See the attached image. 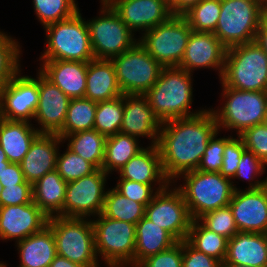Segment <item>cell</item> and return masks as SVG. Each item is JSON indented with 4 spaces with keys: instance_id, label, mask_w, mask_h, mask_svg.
I'll return each instance as SVG.
<instances>
[{
    "instance_id": "26",
    "label": "cell",
    "mask_w": 267,
    "mask_h": 267,
    "mask_svg": "<svg viewBox=\"0 0 267 267\" xmlns=\"http://www.w3.org/2000/svg\"><path fill=\"white\" fill-rule=\"evenodd\" d=\"M15 246L19 254L18 267H49L57 256L54 234L49 225L17 241Z\"/></svg>"
},
{
    "instance_id": "31",
    "label": "cell",
    "mask_w": 267,
    "mask_h": 267,
    "mask_svg": "<svg viewBox=\"0 0 267 267\" xmlns=\"http://www.w3.org/2000/svg\"><path fill=\"white\" fill-rule=\"evenodd\" d=\"M132 135L117 133L109 136L105 143V155L101 169L108 175L118 172L144 146Z\"/></svg>"
},
{
    "instance_id": "62",
    "label": "cell",
    "mask_w": 267,
    "mask_h": 267,
    "mask_svg": "<svg viewBox=\"0 0 267 267\" xmlns=\"http://www.w3.org/2000/svg\"><path fill=\"white\" fill-rule=\"evenodd\" d=\"M2 190H3V186L0 183V194H1Z\"/></svg>"
},
{
    "instance_id": "58",
    "label": "cell",
    "mask_w": 267,
    "mask_h": 267,
    "mask_svg": "<svg viewBox=\"0 0 267 267\" xmlns=\"http://www.w3.org/2000/svg\"><path fill=\"white\" fill-rule=\"evenodd\" d=\"M263 125L267 128V113H266V116L264 118Z\"/></svg>"
},
{
    "instance_id": "36",
    "label": "cell",
    "mask_w": 267,
    "mask_h": 267,
    "mask_svg": "<svg viewBox=\"0 0 267 267\" xmlns=\"http://www.w3.org/2000/svg\"><path fill=\"white\" fill-rule=\"evenodd\" d=\"M124 115L123 95L114 99L97 102L94 129L109 137L120 133Z\"/></svg>"
},
{
    "instance_id": "34",
    "label": "cell",
    "mask_w": 267,
    "mask_h": 267,
    "mask_svg": "<svg viewBox=\"0 0 267 267\" xmlns=\"http://www.w3.org/2000/svg\"><path fill=\"white\" fill-rule=\"evenodd\" d=\"M97 102L85 97L70 100L66 120L57 135L63 139L66 135L94 129Z\"/></svg>"
},
{
    "instance_id": "24",
    "label": "cell",
    "mask_w": 267,
    "mask_h": 267,
    "mask_svg": "<svg viewBox=\"0 0 267 267\" xmlns=\"http://www.w3.org/2000/svg\"><path fill=\"white\" fill-rule=\"evenodd\" d=\"M222 264L267 267V234L238 231L228 240Z\"/></svg>"
},
{
    "instance_id": "46",
    "label": "cell",
    "mask_w": 267,
    "mask_h": 267,
    "mask_svg": "<svg viewBox=\"0 0 267 267\" xmlns=\"http://www.w3.org/2000/svg\"><path fill=\"white\" fill-rule=\"evenodd\" d=\"M239 137L244 147L267 165V128L263 124H258L243 131Z\"/></svg>"
},
{
    "instance_id": "30",
    "label": "cell",
    "mask_w": 267,
    "mask_h": 267,
    "mask_svg": "<svg viewBox=\"0 0 267 267\" xmlns=\"http://www.w3.org/2000/svg\"><path fill=\"white\" fill-rule=\"evenodd\" d=\"M134 266L149 256L169 249L178 241L165 229L145 216L136 224Z\"/></svg>"
},
{
    "instance_id": "22",
    "label": "cell",
    "mask_w": 267,
    "mask_h": 267,
    "mask_svg": "<svg viewBox=\"0 0 267 267\" xmlns=\"http://www.w3.org/2000/svg\"><path fill=\"white\" fill-rule=\"evenodd\" d=\"M63 144V145H62ZM63 140L57 134L40 133L20 162L25 180L32 185L46 173L56 169L57 155Z\"/></svg>"
},
{
    "instance_id": "41",
    "label": "cell",
    "mask_w": 267,
    "mask_h": 267,
    "mask_svg": "<svg viewBox=\"0 0 267 267\" xmlns=\"http://www.w3.org/2000/svg\"><path fill=\"white\" fill-rule=\"evenodd\" d=\"M65 150V151H64ZM59 150L57 155L56 170L66 182L77 180L86 175L92 174L96 168L68 147Z\"/></svg>"
},
{
    "instance_id": "15",
    "label": "cell",
    "mask_w": 267,
    "mask_h": 267,
    "mask_svg": "<svg viewBox=\"0 0 267 267\" xmlns=\"http://www.w3.org/2000/svg\"><path fill=\"white\" fill-rule=\"evenodd\" d=\"M22 70L0 89V118L32 123L39 101V70L36 78Z\"/></svg>"
},
{
    "instance_id": "17",
    "label": "cell",
    "mask_w": 267,
    "mask_h": 267,
    "mask_svg": "<svg viewBox=\"0 0 267 267\" xmlns=\"http://www.w3.org/2000/svg\"><path fill=\"white\" fill-rule=\"evenodd\" d=\"M227 48L213 33L192 31L183 59L178 67L193 74L196 70L213 69L219 80L224 71Z\"/></svg>"
},
{
    "instance_id": "50",
    "label": "cell",
    "mask_w": 267,
    "mask_h": 267,
    "mask_svg": "<svg viewBox=\"0 0 267 267\" xmlns=\"http://www.w3.org/2000/svg\"><path fill=\"white\" fill-rule=\"evenodd\" d=\"M0 183L3 188L5 186H15L18 184H31L25 180L20 163L12 162H10L6 169H4L0 177Z\"/></svg>"
},
{
    "instance_id": "9",
    "label": "cell",
    "mask_w": 267,
    "mask_h": 267,
    "mask_svg": "<svg viewBox=\"0 0 267 267\" xmlns=\"http://www.w3.org/2000/svg\"><path fill=\"white\" fill-rule=\"evenodd\" d=\"M95 251L103 266H134L136 224L107 218L102 214L91 218Z\"/></svg>"
},
{
    "instance_id": "59",
    "label": "cell",
    "mask_w": 267,
    "mask_h": 267,
    "mask_svg": "<svg viewBox=\"0 0 267 267\" xmlns=\"http://www.w3.org/2000/svg\"><path fill=\"white\" fill-rule=\"evenodd\" d=\"M8 265L2 260L0 261V267H7Z\"/></svg>"
},
{
    "instance_id": "5",
    "label": "cell",
    "mask_w": 267,
    "mask_h": 267,
    "mask_svg": "<svg viewBox=\"0 0 267 267\" xmlns=\"http://www.w3.org/2000/svg\"><path fill=\"white\" fill-rule=\"evenodd\" d=\"M80 8L72 17L46 26L45 48L39 60L89 62L95 59Z\"/></svg>"
},
{
    "instance_id": "8",
    "label": "cell",
    "mask_w": 267,
    "mask_h": 267,
    "mask_svg": "<svg viewBox=\"0 0 267 267\" xmlns=\"http://www.w3.org/2000/svg\"><path fill=\"white\" fill-rule=\"evenodd\" d=\"M48 225L54 234L57 255L84 267H102L95 251L91 218L53 216Z\"/></svg>"
},
{
    "instance_id": "55",
    "label": "cell",
    "mask_w": 267,
    "mask_h": 267,
    "mask_svg": "<svg viewBox=\"0 0 267 267\" xmlns=\"http://www.w3.org/2000/svg\"><path fill=\"white\" fill-rule=\"evenodd\" d=\"M10 162H2V164H0V177L4 171V169H6L7 165L9 164Z\"/></svg>"
},
{
    "instance_id": "38",
    "label": "cell",
    "mask_w": 267,
    "mask_h": 267,
    "mask_svg": "<svg viewBox=\"0 0 267 267\" xmlns=\"http://www.w3.org/2000/svg\"><path fill=\"white\" fill-rule=\"evenodd\" d=\"M221 12V0H201L182 16L192 31L214 33Z\"/></svg>"
},
{
    "instance_id": "23",
    "label": "cell",
    "mask_w": 267,
    "mask_h": 267,
    "mask_svg": "<svg viewBox=\"0 0 267 267\" xmlns=\"http://www.w3.org/2000/svg\"><path fill=\"white\" fill-rule=\"evenodd\" d=\"M39 71L70 99L85 97L88 62L38 60Z\"/></svg>"
},
{
    "instance_id": "28",
    "label": "cell",
    "mask_w": 267,
    "mask_h": 267,
    "mask_svg": "<svg viewBox=\"0 0 267 267\" xmlns=\"http://www.w3.org/2000/svg\"><path fill=\"white\" fill-rule=\"evenodd\" d=\"M33 125L0 118V146L9 162L20 163L29 151L31 143L40 134Z\"/></svg>"
},
{
    "instance_id": "21",
    "label": "cell",
    "mask_w": 267,
    "mask_h": 267,
    "mask_svg": "<svg viewBox=\"0 0 267 267\" xmlns=\"http://www.w3.org/2000/svg\"><path fill=\"white\" fill-rule=\"evenodd\" d=\"M124 115L120 133L149 139L148 145H157L162 123L155 116L145 95L123 94Z\"/></svg>"
},
{
    "instance_id": "7",
    "label": "cell",
    "mask_w": 267,
    "mask_h": 267,
    "mask_svg": "<svg viewBox=\"0 0 267 267\" xmlns=\"http://www.w3.org/2000/svg\"><path fill=\"white\" fill-rule=\"evenodd\" d=\"M266 15L267 5L262 0H221L213 34L226 48L253 42Z\"/></svg>"
},
{
    "instance_id": "18",
    "label": "cell",
    "mask_w": 267,
    "mask_h": 267,
    "mask_svg": "<svg viewBox=\"0 0 267 267\" xmlns=\"http://www.w3.org/2000/svg\"><path fill=\"white\" fill-rule=\"evenodd\" d=\"M49 217L34 203L0 206V240H23L48 225Z\"/></svg>"
},
{
    "instance_id": "37",
    "label": "cell",
    "mask_w": 267,
    "mask_h": 267,
    "mask_svg": "<svg viewBox=\"0 0 267 267\" xmlns=\"http://www.w3.org/2000/svg\"><path fill=\"white\" fill-rule=\"evenodd\" d=\"M265 168L267 169V165L261 159L252 151L245 149L242 153L237 171L231 179L234 190H242V188L237 187L236 183L244 180H246V183L249 182L246 190H257L266 186V177H261V175L267 172ZM236 179L239 180L236 181Z\"/></svg>"
},
{
    "instance_id": "27",
    "label": "cell",
    "mask_w": 267,
    "mask_h": 267,
    "mask_svg": "<svg viewBox=\"0 0 267 267\" xmlns=\"http://www.w3.org/2000/svg\"><path fill=\"white\" fill-rule=\"evenodd\" d=\"M85 98L105 101L123 95L111 60L94 59L88 62Z\"/></svg>"
},
{
    "instance_id": "32",
    "label": "cell",
    "mask_w": 267,
    "mask_h": 267,
    "mask_svg": "<svg viewBox=\"0 0 267 267\" xmlns=\"http://www.w3.org/2000/svg\"><path fill=\"white\" fill-rule=\"evenodd\" d=\"M106 139V136L91 129L66 135L62 140L71 151L90 162L96 169H101Z\"/></svg>"
},
{
    "instance_id": "43",
    "label": "cell",
    "mask_w": 267,
    "mask_h": 267,
    "mask_svg": "<svg viewBox=\"0 0 267 267\" xmlns=\"http://www.w3.org/2000/svg\"><path fill=\"white\" fill-rule=\"evenodd\" d=\"M115 189L128 199L142 203L145 207L152 201L153 196L168 185H148L132 180L116 177Z\"/></svg>"
},
{
    "instance_id": "48",
    "label": "cell",
    "mask_w": 267,
    "mask_h": 267,
    "mask_svg": "<svg viewBox=\"0 0 267 267\" xmlns=\"http://www.w3.org/2000/svg\"><path fill=\"white\" fill-rule=\"evenodd\" d=\"M33 202L32 184L5 186L0 194V206L21 205Z\"/></svg>"
},
{
    "instance_id": "47",
    "label": "cell",
    "mask_w": 267,
    "mask_h": 267,
    "mask_svg": "<svg viewBox=\"0 0 267 267\" xmlns=\"http://www.w3.org/2000/svg\"><path fill=\"white\" fill-rule=\"evenodd\" d=\"M182 257L183 241H178L169 249L147 257L137 267H182Z\"/></svg>"
},
{
    "instance_id": "54",
    "label": "cell",
    "mask_w": 267,
    "mask_h": 267,
    "mask_svg": "<svg viewBox=\"0 0 267 267\" xmlns=\"http://www.w3.org/2000/svg\"><path fill=\"white\" fill-rule=\"evenodd\" d=\"M2 162H9V161L7 159V156H6L5 152H4V150L0 146V164H2Z\"/></svg>"
},
{
    "instance_id": "11",
    "label": "cell",
    "mask_w": 267,
    "mask_h": 267,
    "mask_svg": "<svg viewBox=\"0 0 267 267\" xmlns=\"http://www.w3.org/2000/svg\"><path fill=\"white\" fill-rule=\"evenodd\" d=\"M111 61L123 94L145 95L163 69L139 41Z\"/></svg>"
},
{
    "instance_id": "51",
    "label": "cell",
    "mask_w": 267,
    "mask_h": 267,
    "mask_svg": "<svg viewBox=\"0 0 267 267\" xmlns=\"http://www.w3.org/2000/svg\"><path fill=\"white\" fill-rule=\"evenodd\" d=\"M173 15H183L201 0H168Z\"/></svg>"
},
{
    "instance_id": "33",
    "label": "cell",
    "mask_w": 267,
    "mask_h": 267,
    "mask_svg": "<svg viewBox=\"0 0 267 267\" xmlns=\"http://www.w3.org/2000/svg\"><path fill=\"white\" fill-rule=\"evenodd\" d=\"M101 214L107 218L137 224L145 216V206L111 187L107 190Z\"/></svg>"
},
{
    "instance_id": "6",
    "label": "cell",
    "mask_w": 267,
    "mask_h": 267,
    "mask_svg": "<svg viewBox=\"0 0 267 267\" xmlns=\"http://www.w3.org/2000/svg\"><path fill=\"white\" fill-rule=\"evenodd\" d=\"M220 81L245 91H267V55L255 42L227 48Z\"/></svg>"
},
{
    "instance_id": "2",
    "label": "cell",
    "mask_w": 267,
    "mask_h": 267,
    "mask_svg": "<svg viewBox=\"0 0 267 267\" xmlns=\"http://www.w3.org/2000/svg\"><path fill=\"white\" fill-rule=\"evenodd\" d=\"M194 74L178 66L163 67L153 87L145 94L149 106L161 123L202 113L192 109Z\"/></svg>"
},
{
    "instance_id": "35",
    "label": "cell",
    "mask_w": 267,
    "mask_h": 267,
    "mask_svg": "<svg viewBox=\"0 0 267 267\" xmlns=\"http://www.w3.org/2000/svg\"><path fill=\"white\" fill-rule=\"evenodd\" d=\"M186 241L196 250L221 261L225 260L228 239L192 220Z\"/></svg>"
},
{
    "instance_id": "44",
    "label": "cell",
    "mask_w": 267,
    "mask_h": 267,
    "mask_svg": "<svg viewBox=\"0 0 267 267\" xmlns=\"http://www.w3.org/2000/svg\"><path fill=\"white\" fill-rule=\"evenodd\" d=\"M221 131L217 130L208 141V146L202 156L197 170L203 172H220L223 153L225 150V135L218 137Z\"/></svg>"
},
{
    "instance_id": "45",
    "label": "cell",
    "mask_w": 267,
    "mask_h": 267,
    "mask_svg": "<svg viewBox=\"0 0 267 267\" xmlns=\"http://www.w3.org/2000/svg\"><path fill=\"white\" fill-rule=\"evenodd\" d=\"M244 147L243 141L239 136H225V150L223 153L222 168L220 173L229 179H232L237 171Z\"/></svg>"
},
{
    "instance_id": "56",
    "label": "cell",
    "mask_w": 267,
    "mask_h": 267,
    "mask_svg": "<svg viewBox=\"0 0 267 267\" xmlns=\"http://www.w3.org/2000/svg\"><path fill=\"white\" fill-rule=\"evenodd\" d=\"M222 267H249V266H243L241 264H222Z\"/></svg>"
},
{
    "instance_id": "13",
    "label": "cell",
    "mask_w": 267,
    "mask_h": 267,
    "mask_svg": "<svg viewBox=\"0 0 267 267\" xmlns=\"http://www.w3.org/2000/svg\"><path fill=\"white\" fill-rule=\"evenodd\" d=\"M108 177V178H107ZM109 175L102 169L67 182L63 217L92 218L101 214Z\"/></svg>"
},
{
    "instance_id": "60",
    "label": "cell",
    "mask_w": 267,
    "mask_h": 267,
    "mask_svg": "<svg viewBox=\"0 0 267 267\" xmlns=\"http://www.w3.org/2000/svg\"><path fill=\"white\" fill-rule=\"evenodd\" d=\"M110 0H100L99 3H108Z\"/></svg>"
},
{
    "instance_id": "57",
    "label": "cell",
    "mask_w": 267,
    "mask_h": 267,
    "mask_svg": "<svg viewBox=\"0 0 267 267\" xmlns=\"http://www.w3.org/2000/svg\"><path fill=\"white\" fill-rule=\"evenodd\" d=\"M8 33L5 32L4 30H1L0 28V41L7 35Z\"/></svg>"
},
{
    "instance_id": "12",
    "label": "cell",
    "mask_w": 267,
    "mask_h": 267,
    "mask_svg": "<svg viewBox=\"0 0 267 267\" xmlns=\"http://www.w3.org/2000/svg\"><path fill=\"white\" fill-rule=\"evenodd\" d=\"M191 32L190 25L182 15H172L164 23L138 37V41L163 67L179 66Z\"/></svg>"
},
{
    "instance_id": "10",
    "label": "cell",
    "mask_w": 267,
    "mask_h": 267,
    "mask_svg": "<svg viewBox=\"0 0 267 267\" xmlns=\"http://www.w3.org/2000/svg\"><path fill=\"white\" fill-rule=\"evenodd\" d=\"M97 13L85 19L95 59L111 60L139 40L108 3H100Z\"/></svg>"
},
{
    "instance_id": "25",
    "label": "cell",
    "mask_w": 267,
    "mask_h": 267,
    "mask_svg": "<svg viewBox=\"0 0 267 267\" xmlns=\"http://www.w3.org/2000/svg\"><path fill=\"white\" fill-rule=\"evenodd\" d=\"M121 179L148 185H169L162 169L157 145H147L133 156L118 172Z\"/></svg>"
},
{
    "instance_id": "53",
    "label": "cell",
    "mask_w": 267,
    "mask_h": 267,
    "mask_svg": "<svg viewBox=\"0 0 267 267\" xmlns=\"http://www.w3.org/2000/svg\"><path fill=\"white\" fill-rule=\"evenodd\" d=\"M49 267H84L80 264L74 263L67 258L57 255L54 260L51 262Z\"/></svg>"
},
{
    "instance_id": "52",
    "label": "cell",
    "mask_w": 267,
    "mask_h": 267,
    "mask_svg": "<svg viewBox=\"0 0 267 267\" xmlns=\"http://www.w3.org/2000/svg\"><path fill=\"white\" fill-rule=\"evenodd\" d=\"M267 55V15L262 19L254 40Z\"/></svg>"
},
{
    "instance_id": "49",
    "label": "cell",
    "mask_w": 267,
    "mask_h": 267,
    "mask_svg": "<svg viewBox=\"0 0 267 267\" xmlns=\"http://www.w3.org/2000/svg\"><path fill=\"white\" fill-rule=\"evenodd\" d=\"M182 267H222V262L196 250L183 240Z\"/></svg>"
},
{
    "instance_id": "19",
    "label": "cell",
    "mask_w": 267,
    "mask_h": 267,
    "mask_svg": "<svg viewBox=\"0 0 267 267\" xmlns=\"http://www.w3.org/2000/svg\"><path fill=\"white\" fill-rule=\"evenodd\" d=\"M70 100L39 71V101L33 118L39 133L57 134L63 128Z\"/></svg>"
},
{
    "instance_id": "16",
    "label": "cell",
    "mask_w": 267,
    "mask_h": 267,
    "mask_svg": "<svg viewBox=\"0 0 267 267\" xmlns=\"http://www.w3.org/2000/svg\"><path fill=\"white\" fill-rule=\"evenodd\" d=\"M108 4L139 37L173 15L168 0H110Z\"/></svg>"
},
{
    "instance_id": "40",
    "label": "cell",
    "mask_w": 267,
    "mask_h": 267,
    "mask_svg": "<svg viewBox=\"0 0 267 267\" xmlns=\"http://www.w3.org/2000/svg\"><path fill=\"white\" fill-rule=\"evenodd\" d=\"M22 52V45L11 35L0 41V89L22 69Z\"/></svg>"
},
{
    "instance_id": "20",
    "label": "cell",
    "mask_w": 267,
    "mask_h": 267,
    "mask_svg": "<svg viewBox=\"0 0 267 267\" xmlns=\"http://www.w3.org/2000/svg\"><path fill=\"white\" fill-rule=\"evenodd\" d=\"M229 206L238 231L267 234V187L235 190Z\"/></svg>"
},
{
    "instance_id": "4",
    "label": "cell",
    "mask_w": 267,
    "mask_h": 267,
    "mask_svg": "<svg viewBox=\"0 0 267 267\" xmlns=\"http://www.w3.org/2000/svg\"><path fill=\"white\" fill-rule=\"evenodd\" d=\"M220 105L210 108L216 118L218 130L239 136L252 126L263 124L267 113V94L262 91L237 90L221 81ZM220 107V108H219ZM234 130V131H233Z\"/></svg>"
},
{
    "instance_id": "14",
    "label": "cell",
    "mask_w": 267,
    "mask_h": 267,
    "mask_svg": "<svg viewBox=\"0 0 267 267\" xmlns=\"http://www.w3.org/2000/svg\"><path fill=\"white\" fill-rule=\"evenodd\" d=\"M145 217L168 231L177 241L186 240L192 218L181 192L170 183L145 207Z\"/></svg>"
},
{
    "instance_id": "42",
    "label": "cell",
    "mask_w": 267,
    "mask_h": 267,
    "mask_svg": "<svg viewBox=\"0 0 267 267\" xmlns=\"http://www.w3.org/2000/svg\"><path fill=\"white\" fill-rule=\"evenodd\" d=\"M197 220L210 231L222 235L228 240L238 232L232 210L229 205L209 211Z\"/></svg>"
},
{
    "instance_id": "39",
    "label": "cell",
    "mask_w": 267,
    "mask_h": 267,
    "mask_svg": "<svg viewBox=\"0 0 267 267\" xmlns=\"http://www.w3.org/2000/svg\"><path fill=\"white\" fill-rule=\"evenodd\" d=\"M77 0H32L36 20L46 26L68 19L79 10Z\"/></svg>"
},
{
    "instance_id": "61",
    "label": "cell",
    "mask_w": 267,
    "mask_h": 267,
    "mask_svg": "<svg viewBox=\"0 0 267 267\" xmlns=\"http://www.w3.org/2000/svg\"><path fill=\"white\" fill-rule=\"evenodd\" d=\"M119 267H137V266L125 265V266H119Z\"/></svg>"
},
{
    "instance_id": "1",
    "label": "cell",
    "mask_w": 267,
    "mask_h": 267,
    "mask_svg": "<svg viewBox=\"0 0 267 267\" xmlns=\"http://www.w3.org/2000/svg\"><path fill=\"white\" fill-rule=\"evenodd\" d=\"M217 130L210 107L198 115L162 123L157 146L162 169L171 183L180 175L197 170L208 141Z\"/></svg>"
},
{
    "instance_id": "29",
    "label": "cell",
    "mask_w": 267,
    "mask_h": 267,
    "mask_svg": "<svg viewBox=\"0 0 267 267\" xmlns=\"http://www.w3.org/2000/svg\"><path fill=\"white\" fill-rule=\"evenodd\" d=\"M67 182L55 169L32 185L33 202L50 218L63 216Z\"/></svg>"
},
{
    "instance_id": "3",
    "label": "cell",
    "mask_w": 267,
    "mask_h": 267,
    "mask_svg": "<svg viewBox=\"0 0 267 267\" xmlns=\"http://www.w3.org/2000/svg\"><path fill=\"white\" fill-rule=\"evenodd\" d=\"M179 180H182L181 184L178 183ZM173 184L181 192L192 220H197L209 211L228 206L235 191L232 180L220 172H186Z\"/></svg>"
}]
</instances>
